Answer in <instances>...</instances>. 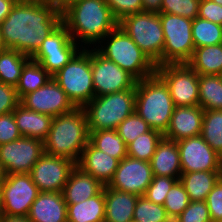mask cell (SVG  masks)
<instances>
[{"label": "cell", "instance_id": "31", "mask_svg": "<svg viewBox=\"0 0 222 222\" xmlns=\"http://www.w3.org/2000/svg\"><path fill=\"white\" fill-rule=\"evenodd\" d=\"M89 142L97 149L120 161L127 156V145L116 129L89 132Z\"/></svg>", "mask_w": 222, "mask_h": 222}, {"label": "cell", "instance_id": "13", "mask_svg": "<svg viewBox=\"0 0 222 222\" xmlns=\"http://www.w3.org/2000/svg\"><path fill=\"white\" fill-rule=\"evenodd\" d=\"M1 194L3 214L28 216L39 190L30 173H14L5 176Z\"/></svg>", "mask_w": 222, "mask_h": 222}, {"label": "cell", "instance_id": "51", "mask_svg": "<svg viewBox=\"0 0 222 222\" xmlns=\"http://www.w3.org/2000/svg\"><path fill=\"white\" fill-rule=\"evenodd\" d=\"M20 2L54 4V0H19Z\"/></svg>", "mask_w": 222, "mask_h": 222}, {"label": "cell", "instance_id": "40", "mask_svg": "<svg viewBox=\"0 0 222 222\" xmlns=\"http://www.w3.org/2000/svg\"><path fill=\"white\" fill-rule=\"evenodd\" d=\"M177 181V178L154 176L144 196L151 202L163 205L167 193Z\"/></svg>", "mask_w": 222, "mask_h": 222}, {"label": "cell", "instance_id": "3", "mask_svg": "<svg viewBox=\"0 0 222 222\" xmlns=\"http://www.w3.org/2000/svg\"><path fill=\"white\" fill-rule=\"evenodd\" d=\"M89 142L87 117L83 107L53 118L51 128L43 141L44 153L66 158L76 165Z\"/></svg>", "mask_w": 222, "mask_h": 222}, {"label": "cell", "instance_id": "15", "mask_svg": "<svg viewBox=\"0 0 222 222\" xmlns=\"http://www.w3.org/2000/svg\"><path fill=\"white\" fill-rule=\"evenodd\" d=\"M182 173L222 171V157L199 135L177 141Z\"/></svg>", "mask_w": 222, "mask_h": 222}, {"label": "cell", "instance_id": "48", "mask_svg": "<svg viewBox=\"0 0 222 222\" xmlns=\"http://www.w3.org/2000/svg\"><path fill=\"white\" fill-rule=\"evenodd\" d=\"M163 0H142L143 11L159 13Z\"/></svg>", "mask_w": 222, "mask_h": 222}, {"label": "cell", "instance_id": "22", "mask_svg": "<svg viewBox=\"0 0 222 222\" xmlns=\"http://www.w3.org/2000/svg\"><path fill=\"white\" fill-rule=\"evenodd\" d=\"M103 189L104 185L100 181L76 165L70 172L62 193L66 204H75L98 195Z\"/></svg>", "mask_w": 222, "mask_h": 222}, {"label": "cell", "instance_id": "42", "mask_svg": "<svg viewBox=\"0 0 222 222\" xmlns=\"http://www.w3.org/2000/svg\"><path fill=\"white\" fill-rule=\"evenodd\" d=\"M105 2L118 22L127 15L143 11L142 0H105Z\"/></svg>", "mask_w": 222, "mask_h": 222}, {"label": "cell", "instance_id": "24", "mask_svg": "<svg viewBox=\"0 0 222 222\" xmlns=\"http://www.w3.org/2000/svg\"><path fill=\"white\" fill-rule=\"evenodd\" d=\"M105 220L104 222H132L137 195L114 190L104 186Z\"/></svg>", "mask_w": 222, "mask_h": 222}, {"label": "cell", "instance_id": "53", "mask_svg": "<svg viewBox=\"0 0 222 222\" xmlns=\"http://www.w3.org/2000/svg\"><path fill=\"white\" fill-rule=\"evenodd\" d=\"M5 49H7V48H6L5 44H4L2 33H1V27H0V51H3Z\"/></svg>", "mask_w": 222, "mask_h": 222}, {"label": "cell", "instance_id": "9", "mask_svg": "<svg viewBox=\"0 0 222 222\" xmlns=\"http://www.w3.org/2000/svg\"><path fill=\"white\" fill-rule=\"evenodd\" d=\"M164 32L162 65L187 64L194 53L193 20L169 13H159Z\"/></svg>", "mask_w": 222, "mask_h": 222}, {"label": "cell", "instance_id": "14", "mask_svg": "<svg viewBox=\"0 0 222 222\" xmlns=\"http://www.w3.org/2000/svg\"><path fill=\"white\" fill-rule=\"evenodd\" d=\"M44 154L43 141L21 136L15 141L0 145V163L6 175L30 173Z\"/></svg>", "mask_w": 222, "mask_h": 222}, {"label": "cell", "instance_id": "36", "mask_svg": "<svg viewBox=\"0 0 222 222\" xmlns=\"http://www.w3.org/2000/svg\"><path fill=\"white\" fill-rule=\"evenodd\" d=\"M134 222H171L163 205L139 196L134 209Z\"/></svg>", "mask_w": 222, "mask_h": 222}, {"label": "cell", "instance_id": "19", "mask_svg": "<svg viewBox=\"0 0 222 222\" xmlns=\"http://www.w3.org/2000/svg\"><path fill=\"white\" fill-rule=\"evenodd\" d=\"M204 110L199 105L175 106L168 129L163 137L179 141L201 134Z\"/></svg>", "mask_w": 222, "mask_h": 222}, {"label": "cell", "instance_id": "28", "mask_svg": "<svg viewBox=\"0 0 222 222\" xmlns=\"http://www.w3.org/2000/svg\"><path fill=\"white\" fill-rule=\"evenodd\" d=\"M187 64L199 75H220L222 73V43L195 48Z\"/></svg>", "mask_w": 222, "mask_h": 222}, {"label": "cell", "instance_id": "38", "mask_svg": "<svg viewBox=\"0 0 222 222\" xmlns=\"http://www.w3.org/2000/svg\"><path fill=\"white\" fill-rule=\"evenodd\" d=\"M150 129L148 123L134 112L120 123L116 130L122 140L128 145L139 135L148 132Z\"/></svg>", "mask_w": 222, "mask_h": 222}, {"label": "cell", "instance_id": "8", "mask_svg": "<svg viewBox=\"0 0 222 222\" xmlns=\"http://www.w3.org/2000/svg\"><path fill=\"white\" fill-rule=\"evenodd\" d=\"M118 26L156 66L162 65L164 32L159 13L142 11L130 14L122 18Z\"/></svg>", "mask_w": 222, "mask_h": 222}, {"label": "cell", "instance_id": "10", "mask_svg": "<svg viewBox=\"0 0 222 222\" xmlns=\"http://www.w3.org/2000/svg\"><path fill=\"white\" fill-rule=\"evenodd\" d=\"M81 49L82 47L71 38L68 28L61 23L44 39L31 59L39 62L53 76Z\"/></svg>", "mask_w": 222, "mask_h": 222}, {"label": "cell", "instance_id": "16", "mask_svg": "<svg viewBox=\"0 0 222 222\" xmlns=\"http://www.w3.org/2000/svg\"><path fill=\"white\" fill-rule=\"evenodd\" d=\"M153 177L150 162L126 156L119 162L114 176L107 186L114 190L144 196Z\"/></svg>", "mask_w": 222, "mask_h": 222}, {"label": "cell", "instance_id": "29", "mask_svg": "<svg viewBox=\"0 0 222 222\" xmlns=\"http://www.w3.org/2000/svg\"><path fill=\"white\" fill-rule=\"evenodd\" d=\"M51 78L52 76L39 62L30 58L25 63L18 84L15 87L19 100L45 85Z\"/></svg>", "mask_w": 222, "mask_h": 222}, {"label": "cell", "instance_id": "39", "mask_svg": "<svg viewBox=\"0 0 222 222\" xmlns=\"http://www.w3.org/2000/svg\"><path fill=\"white\" fill-rule=\"evenodd\" d=\"M200 0H163L159 13H169L194 20L199 14Z\"/></svg>", "mask_w": 222, "mask_h": 222}, {"label": "cell", "instance_id": "34", "mask_svg": "<svg viewBox=\"0 0 222 222\" xmlns=\"http://www.w3.org/2000/svg\"><path fill=\"white\" fill-rule=\"evenodd\" d=\"M195 48L222 43V25L197 17L192 23Z\"/></svg>", "mask_w": 222, "mask_h": 222}, {"label": "cell", "instance_id": "4", "mask_svg": "<svg viewBox=\"0 0 222 222\" xmlns=\"http://www.w3.org/2000/svg\"><path fill=\"white\" fill-rule=\"evenodd\" d=\"M174 102L165 82L154 75L137 80L135 112L151 129L166 132L174 112Z\"/></svg>", "mask_w": 222, "mask_h": 222}, {"label": "cell", "instance_id": "50", "mask_svg": "<svg viewBox=\"0 0 222 222\" xmlns=\"http://www.w3.org/2000/svg\"><path fill=\"white\" fill-rule=\"evenodd\" d=\"M77 1L79 0H54V5L56 6L57 10L62 13L66 8Z\"/></svg>", "mask_w": 222, "mask_h": 222}, {"label": "cell", "instance_id": "27", "mask_svg": "<svg viewBox=\"0 0 222 222\" xmlns=\"http://www.w3.org/2000/svg\"><path fill=\"white\" fill-rule=\"evenodd\" d=\"M68 222H104V189L92 198L75 204H67Z\"/></svg>", "mask_w": 222, "mask_h": 222}, {"label": "cell", "instance_id": "1", "mask_svg": "<svg viewBox=\"0 0 222 222\" xmlns=\"http://www.w3.org/2000/svg\"><path fill=\"white\" fill-rule=\"evenodd\" d=\"M61 23L62 13L54 4L18 1L0 27L6 48L31 58Z\"/></svg>", "mask_w": 222, "mask_h": 222}, {"label": "cell", "instance_id": "32", "mask_svg": "<svg viewBox=\"0 0 222 222\" xmlns=\"http://www.w3.org/2000/svg\"><path fill=\"white\" fill-rule=\"evenodd\" d=\"M29 56L15 49L0 51V82L16 87Z\"/></svg>", "mask_w": 222, "mask_h": 222}, {"label": "cell", "instance_id": "5", "mask_svg": "<svg viewBox=\"0 0 222 222\" xmlns=\"http://www.w3.org/2000/svg\"><path fill=\"white\" fill-rule=\"evenodd\" d=\"M94 48L137 80L156 73V65L118 25Z\"/></svg>", "mask_w": 222, "mask_h": 222}, {"label": "cell", "instance_id": "25", "mask_svg": "<svg viewBox=\"0 0 222 222\" xmlns=\"http://www.w3.org/2000/svg\"><path fill=\"white\" fill-rule=\"evenodd\" d=\"M13 115L18 126V130L22 136L36 138L44 141L47 137L51 124L52 116L38 113L27 109L19 103L13 111Z\"/></svg>", "mask_w": 222, "mask_h": 222}, {"label": "cell", "instance_id": "6", "mask_svg": "<svg viewBox=\"0 0 222 222\" xmlns=\"http://www.w3.org/2000/svg\"><path fill=\"white\" fill-rule=\"evenodd\" d=\"M135 101L136 88L94 97L83 107L89 132L117 129L135 112Z\"/></svg>", "mask_w": 222, "mask_h": 222}, {"label": "cell", "instance_id": "43", "mask_svg": "<svg viewBox=\"0 0 222 222\" xmlns=\"http://www.w3.org/2000/svg\"><path fill=\"white\" fill-rule=\"evenodd\" d=\"M206 203L212 222H222V177L209 192Z\"/></svg>", "mask_w": 222, "mask_h": 222}, {"label": "cell", "instance_id": "54", "mask_svg": "<svg viewBox=\"0 0 222 222\" xmlns=\"http://www.w3.org/2000/svg\"><path fill=\"white\" fill-rule=\"evenodd\" d=\"M3 215V204H2V194H1V188H0V218Z\"/></svg>", "mask_w": 222, "mask_h": 222}, {"label": "cell", "instance_id": "17", "mask_svg": "<svg viewBox=\"0 0 222 222\" xmlns=\"http://www.w3.org/2000/svg\"><path fill=\"white\" fill-rule=\"evenodd\" d=\"M75 166L76 164L69 159L44 153L32 167L30 175L39 192H63Z\"/></svg>", "mask_w": 222, "mask_h": 222}, {"label": "cell", "instance_id": "20", "mask_svg": "<svg viewBox=\"0 0 222 222\" xmlns=\"http://www.w3.org/2000/svg\"><path fill=\"white\" fill-rule=\"evenodd\" d=\"M119 162V159L111 157L88 142L83 149L77 166L105 186L112 180Z\"/></svg>", "mask_w": 222, "mask_h": 222}, {"label": "cell", "instance_id": "7", "mask_svg": "<svg viewBox=\"0 0 222 222\" xmlns=\"http://www.w3.org/2000/svg\"><path fill=\"white\" fill-rule=\"evenodd\" d=\"M75 107H84L95 97L91 48H82L62 69L53 76Z\"/></svg>", "mask_w": 222, "mask_h": 222}, {"label": "cell", "instance_id": "11", "mask_svg": "<svg viewBox=\"0 0 222 222\" xmlns=\"http://www.w3.org/2000/svg\"><path fill=\"white\" fill-rule=\"evenodd\" d=\"M156 74L167 85L175 106L198 105L199 74L188 64L156 66Z\"/></svg>", "mask_w": 222, "mask_h": 222}, {"label": "cell", "instance_id": "30", "mask_svg": "<svg viewBox=\"0 0 222 222\" xmlns=\"http://www.w3.org/2000/svg\"><path fill=\"white\" fill-rule=\"evenodd\" d=\"M198 105L204 110H222V80L220 75H199Z\"/></svg>", "mask_w": 222, "mask_h": 222}, {"label": "cell", "instance_id": "41", "mask_svg": "<svg viewBox=\"0 0 222 222\" xmlns=\"http://www.w3.org/2000/svg\"><path fill=\"white\" fill-rule=\"evenodd\" d=\"M174 222H212L206 201H190Z\"/></svg>", "mask_w": 222, "mask_h": 222}, {"label": "cell", "instance_id": "46", "mask_svg": "<svg viewBox=\"0 0 222 222\" xmlns=\"http://www.w3.org/2000/svg\"><path fill=\"white\" fill-rule=\"evenodd\" d=\"M198 17L222 25V5L212 0H200Z\"/></svg>", "mask_w": 222, "mask_h": 222}, {"label": "cell", "instance_id": "52", "mask_svg": "<svg viewBox=\"0 0 222 222\" xmlns=\"http://www.w3.org/2000/svg\"><path fill=\"white\" fill-rule=\"evenodd\" d=\"M6 173L4 171L3 166L0 163V188L3 185L4 179H5Z\"/></svg>", "mask_w": 222, "mask_h": 222}, {"label": "cell", "instance_id": "12", "mask_svg": "<svg viewBox=\"0 0 222 222\" xmlns=\"http://www.w3.org/2000/svg\"><path fill=\"white\" fill-rule=\"evenodd\" d=\"M91 68L95 97L136 88L137 79L116 63L91 48Z\"/></svg>", "mask_w": 222, "mask_h": 222}, {"label": "cell", "instance_id": "2", "mask_svg": "<svg viewBox=\"0 0 222 222\" xmlns=\"http://www.w3.org/2000/svg\"><path fill=\"white\" fill-rule=\"evenodd\" d=\"M62 23L82 48H94L117 25L105 0H79L62 12ZM93 45V46H92Z\"/></svg>", "mask_w": 222, "mask_h": 222}, {"label": "cell", "instance_id": "49", "mask_svg": "<svg viewBox=\"0 0 222 222\" xmlns=\"http://www.w3.org/2000/svg\"><path fill=\"white\" fill-rule=\"evenodd\" d=\"M0 222H30L28 216H16L3 214Z\"/></svg>", "mask_w": 222, "mask_h": 222}, {"label": "cell", "instance_id": "44", "mask_svg": "<svg viewBox=\"0 0 222 222\" xmlns=\"http://www.w3.org/2000/svg\"><path fill=\"white\" fill-rule=\"evenodd\" d=\"M21 136L13 112L0 115V145L15 141Z\"/></svg>", "mask_w": 222, "mask_h": 222}, {"label": "cell", "instance_id": "55", "mask_svg": "<svg viewBox=\"0 0 222 222\" xmlns=\"http://www.w3.org/2000/svg\"><path fill=\"white\" fill-rule=\"evenodd\" d=\"M213 2H215L216 4L222 5V0H212Z\"/></svg>", "mask_w": 222, "mask_h": 222}, {"label": "cell", "instance_id": "45", "mask_svg": "<svg viewBox=\"0 0 222 222\" xmlns=\"http://www.w3.org/2000/svg\"><path fill=\"white\" fill-rule=\"evenodd\" d=\"M19 103L16 88L0 82V115L13 112Z\"/></svg>", "mask_w": 222, "mask_h": 222}, {"label": "cell", "instance_id": "35", "mask_svg": "<svg viewBox=\"0 0 222 222\" xmlns=\"http://www.w3.org/2000/svg\"><path fill=\"white\" fill-rule=\"evenodd\" d=\"M162 137L163 134L161 132L150 129L127 145V156L150 162Z\"/></svg>", "mask_w": 222, "mask_h": 222}, {"label": "cell", "instance_id": "47", "mask_svg": "<svg viewBox=\"0 0 222 222\" xmlns=\"http://www.w3.org/2000/svg\"><path fill=\"white\" fill-rule=\"evenodd\" d=\"M19 0H0V26Z\"/></svg>", "mask_w": 222, "mask_h": 222}, {"label": "cell", "instance_id": "37", "mask_svg": "<svg viewBox=\"0 0 222 222\" xmlns=\"http://www.w3.org/2000/svg\"><path fill=\"white\" fill-rule=\"evenodd\" d=\"M189 203V196L183 184L178 180L167 193L163 206L173 221L187 208Z\"/></svg>", "mask_w": 222, "mask_h": 222}, {"label": "cell", "instance_id": "21", "mask_svg": "<svg viewBox=\"0 0 222 222\" xmlns=\"http://www.w3.org/2000/svg\"><path fill=\"white\" fill-rule=\"evenodd\" d=\"M30 222H68L62 192H39L28 214Z\"/></svg>", "mask_w": 222, "mask_h": 222}, {"label": "cell", "instance_id": "26", "mask_svg": "<svg viewBox=\"0 0 222 222\" xmlns=\"http://www.w3.org/2000/svg\"><path fill=\"white\" fill-rule=\"evenodd\" d=\"M222 177V171H198L182 173L183 184L190 201H206L209 192Z\"/></svg>", "mask_w": 222, "mask_h": 222}, {"label": "cell", "instance_id": "18", "mask_svg": "<svg viewBox=\"0 0 222 222\" xmlns=\"http://www.w3.org/2000/svg\"><path fill=\"white\" fill-rule=\"evenodd\" d=\"M20 103L27 109L52 117L70 112L75 108L53 77L36 91L25 95Z\"/></svg>", "mask_w": 222, "mask_h": 222}, {"label": "cell", "instance_id": "33", "mask_svg": "<svg viewBox=\"0 0 222 222\" xmlns=\"http://www.w3.org/2000/svg\"><path fill=\"white\" fill-rule=\"evenodd\" d=\"M200 136L222 157V110L204 111Z\"/></svg>", "mask_w": 222, "mask_h": 222}, {"label": "cell", "instance_id": "23", "mask_svg": "<svg viewBox=\"0 0 222 222\" xmlns=\"http://www.w3.org/2000/svg\"><path fill=\"white\" fill-rule=\"evenodd\" d=\"M150 164L154 176L172 177L179 180L182 170L177 142L162 137Z\"/></svg>", "mask_w": 222, "mask_h": 222}]
</instances>
